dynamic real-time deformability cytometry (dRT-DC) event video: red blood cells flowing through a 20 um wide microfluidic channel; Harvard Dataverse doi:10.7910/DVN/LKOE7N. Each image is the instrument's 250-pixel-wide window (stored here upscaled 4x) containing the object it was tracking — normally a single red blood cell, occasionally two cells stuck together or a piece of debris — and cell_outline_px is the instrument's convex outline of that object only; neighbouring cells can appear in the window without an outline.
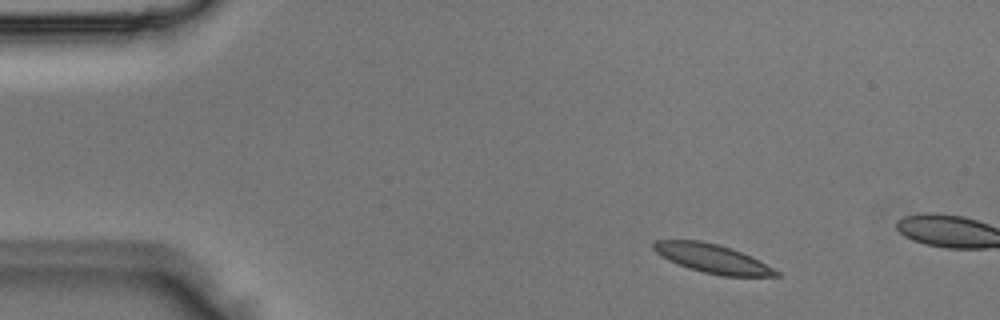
{"species": "Egyptian fruit bat (a non-hibernating species)", "species_latin": "Rousettus aegyptiacus", "temperature_condition": "room temperature", "stored_images_in_passage": 3, "segment_of_instrument_passage": [2, 2], "camera_frame_rate_fps": 3000, "um_per_image_px": 0.085, "animal": {"sex": "male"}, "frame": {"image": 1, "passage_image": 3, "time_ms": 0.667, "image_size_px": [1000, 320], "cell_outline_px": [[780, 276], [720, 276], [688, 268], [668, 260], [660, 256], [652, 248], [652, 244], [656, 240], [700, 240], [716, 244], [740, 252], [780, 272]], "centroid_in_image_um": [60.47, 21.98], "position_along_channel_um": 24.5, "area_um2": 20.17}}